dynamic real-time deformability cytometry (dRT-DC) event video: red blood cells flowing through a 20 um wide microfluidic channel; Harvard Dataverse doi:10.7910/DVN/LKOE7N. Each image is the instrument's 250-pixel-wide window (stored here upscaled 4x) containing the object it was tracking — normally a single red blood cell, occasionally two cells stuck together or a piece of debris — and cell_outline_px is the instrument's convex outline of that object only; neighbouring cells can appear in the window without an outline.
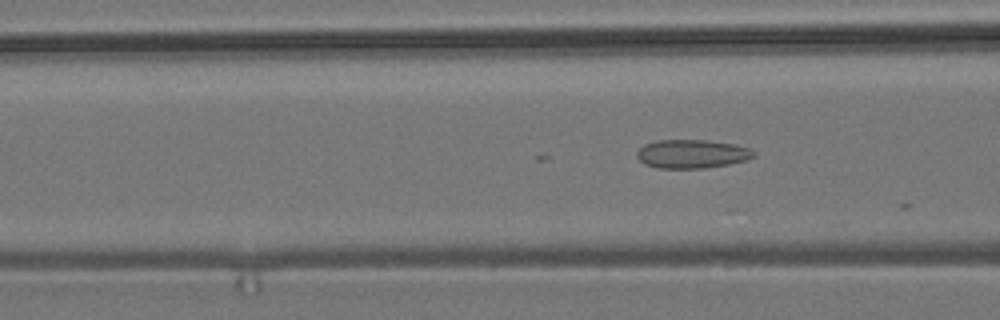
{"species": "common noctule bat (a hibernating species)", "species_latin": "Nyctalus noctula", "temperature_condition": "room temperature", "stored_images_in_passage": 8, "segment_of_instrument_passage": [2, 2], "camera_frame_rate_fps": 3000, "um_per_image_px": 0.085, "animal": {"sex": "male", "body_mass_g": 19.2, "forearm_length_mm": 51.8}, "frame": {"image": 1, "passage_image": 8, "time_ms": 9.667, "image_size_px": [1000, 320], "cell_outline_px": [[756, 156], [744, 160], [728, 164], [704, 168], [660, 168], [644, 164], [636, 156], [636, 152], [644, 144], [656, 140], [704, 140], [736, 144], [748, 148], [756, 152]], "centroid_in_image_um": [58.8, 13.07], "position_along_channel_um": 107.8, "area_um2": 19.48}}